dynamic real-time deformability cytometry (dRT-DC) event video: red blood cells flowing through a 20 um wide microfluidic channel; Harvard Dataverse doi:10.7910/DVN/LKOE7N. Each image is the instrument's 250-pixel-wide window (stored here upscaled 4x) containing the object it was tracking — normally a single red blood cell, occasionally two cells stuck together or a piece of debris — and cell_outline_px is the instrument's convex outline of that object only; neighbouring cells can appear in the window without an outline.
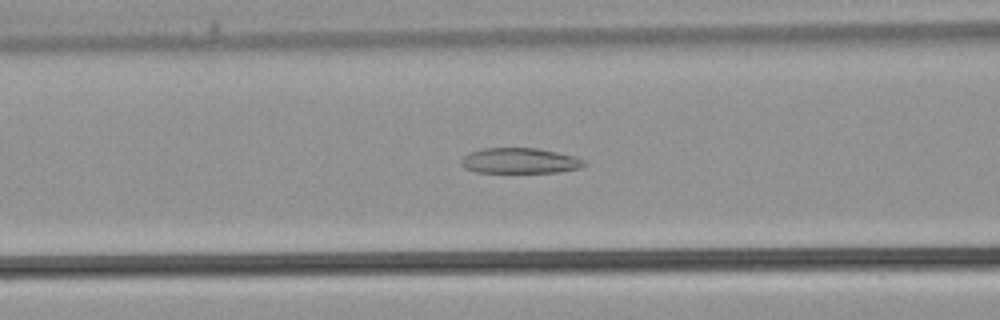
{"species": "common noctule bat (a hibernating species)", "species_latin": "Nyctalus noctula", "temperature_condition": "warm", "stored_images_in_passage": 32, "camera_frame_rate_fps": 3000, "um_per_image_px": 0.085, "animal": {"sex": "male", "body_mass_g": 21.5, "forearm_length_mm": 52.0}, "frame": {"image": 1, "passage_image": 10, "time_ms": 3.0, "image_size_px": [1000, 320], "cell_outline_px": [[588, 164], [580, 168], [556, 172], [476, 172], [464, 168], [460, 164], [460, 160], [468, 152], [484, 148], [536, 148], [556, 152], [572, 156], [584, 160]], "centroid_in_image_um": [44.14, 13.66], "position_along_channel_um": 122.5, "area_um2": 18.21}}
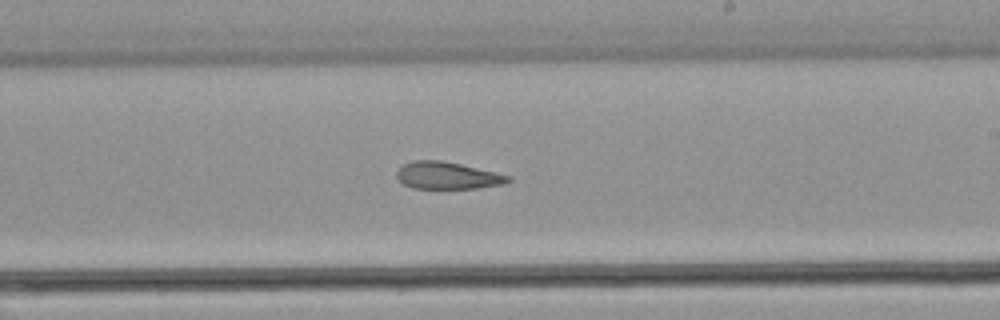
{"frame": {"image": 2, "passage_image": 17, "time_ms": 5.333, "image_size_px": [1000, 320], "cell_outline_px": [[512, 180], [504, 184], [476, 188], [412, 188], [404, 184], [396, 176], [396, 172], [404, 164], [412, 160], [440, 160], [460, 164], [512, 176]], "centroid_in_image_um": [38.04, 14.92], "position_along_channel_um": 251.0, "area_um2": 17.51}}
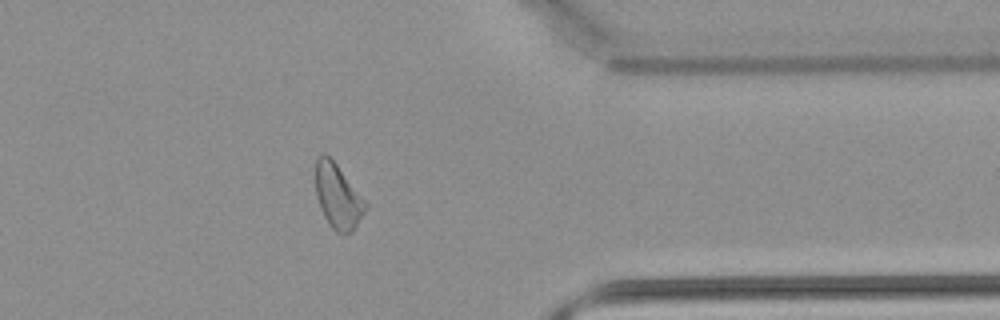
{"frame": {"image": 3, "passage_image": 25, "time_ms": 8.0, "image_size_px": [1000, 320], "cell_outline_px": [[368, 208], [352, 232], [344, 236], [336, 232], [328, 224], [320, 208], [316, 192], [316, 156], [324, 152], [336, 164], [368, 204]], "centroid_in_image_um": [28.72, 16.73], "position_along_channel_um": 382.7, "area_um2": 18.79}}